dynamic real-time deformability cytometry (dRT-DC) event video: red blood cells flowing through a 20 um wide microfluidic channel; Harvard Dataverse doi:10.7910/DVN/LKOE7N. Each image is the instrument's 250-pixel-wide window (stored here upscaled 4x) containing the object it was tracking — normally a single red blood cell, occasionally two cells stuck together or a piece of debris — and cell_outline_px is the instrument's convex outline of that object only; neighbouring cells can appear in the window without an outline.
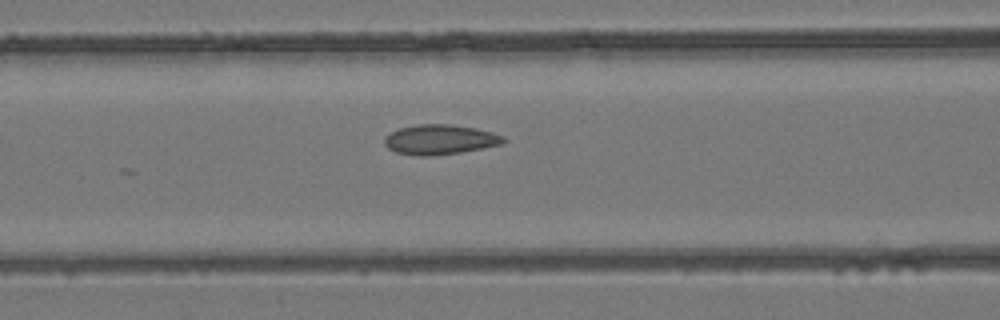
{"species": "common noctule bat (a hibernating species)", "species_latin": "Nyctalus noctula", "temperature_condition": "room temperature", "stored_images_in_passage": 18, "camera_frame_rate_fps": 3000, "um_per_image_px": 0.085, "animal": {"sex": "female", "body_mass_g": 24.6, "forearm_length_mm": 56.2}, "frame": {"image": 1, "passage_image": 12, "time_ms": 3.667, "image_size_px": [1000, 320], "cell_outline_px": [[508, 140], [504, 144], [460, 152], [428, 156], [420, 156], [396, 152], [388, 148], [384, 144], [384, 136], [400, 128], [416, 124], [452, 124], [476, 128], [492, 132], [504, 136]], "centroid_in_image_um": [37.42, 11.85], "position_along_channel_um": 129.2, "area_um2": 20.81}}
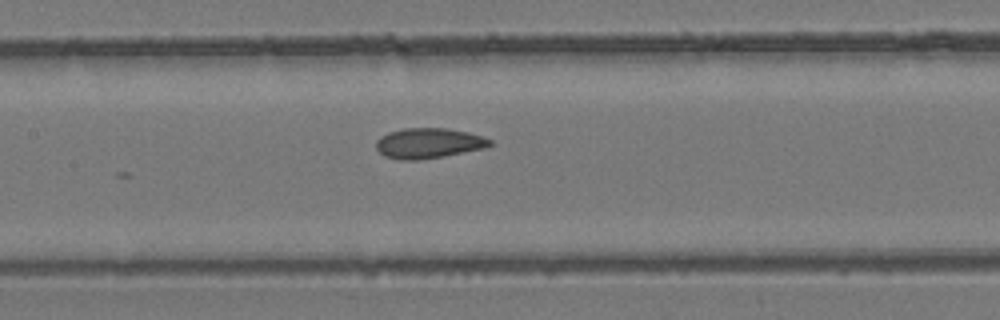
{"frame": {"image": 2, "passage_image": 15, "time_ms": 4.667, "image_size_px": [1000, 320], "cell_outline_px": [[496, 144], [484, 148], [440, 156], [416, 160], [400, 160], [384, 156], [376, 148], [376, 140], [380, 136], [388, 132], [404, 128], [444, 128], [468, 132], [484, 136], [492, 140]], "centroid_in_image_um": [36.43, 12.16], "position_along_channel_um": 171.0, "area_um2": 20.06}}
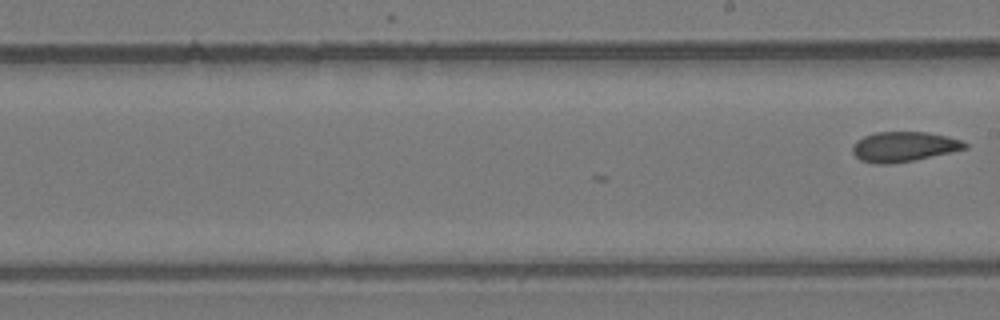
{"frame": {"image": 3, "passage_image": 18, "time_ms": 5.667, "image_size_px": [1000, 320], "cell_outline_px": [[968, 148], [912, 160], [888, 164], [876, 164], [860, 160], [852, 152], [852, 144], [856, 140], [864, 136], [876, 132], [928, 132], [960, 140], [968, 144]], "centroid_in_image_um": [76.77, 12.46], "position_along_channel_um": 212.2, "area_um2": 19.42}}